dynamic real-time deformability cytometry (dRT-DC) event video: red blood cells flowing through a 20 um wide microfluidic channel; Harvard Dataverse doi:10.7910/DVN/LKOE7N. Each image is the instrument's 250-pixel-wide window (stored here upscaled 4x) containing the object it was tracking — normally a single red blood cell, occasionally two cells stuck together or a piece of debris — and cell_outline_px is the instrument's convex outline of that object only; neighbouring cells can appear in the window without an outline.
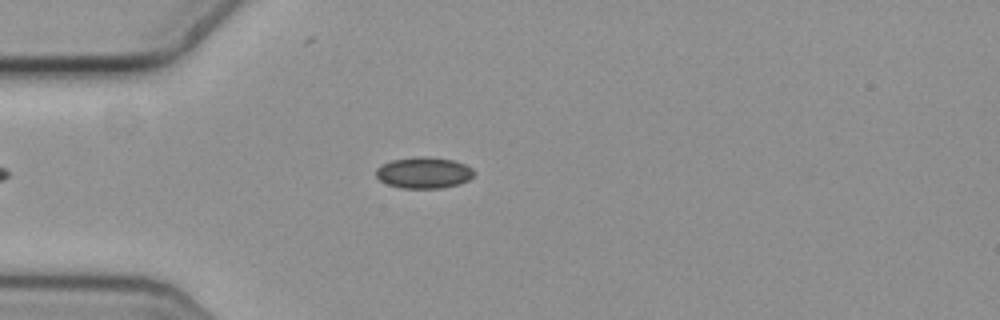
{"species": "common noctule bat (a hibernating species)", "species_latin": "Nyctalus noctula", "temperature_condition": "cold", "stored_images_in_passage": 52, "camera_frame_rate_fps": 3000, "um_per_image_px": 0.085, "animal": {"sex": "female", "body_mass_g": 19.3, "forearm_length_mm": 54.1}, "frame": {"image": 1, "passage_image": 11, "time_ms": 3.333, "image_size_px": [1000, 320], "cell_outline_px": [[472, 176], [468, 180], [456, 184], [440, 188], [404, 188], [388, 184], [380, 180], [376, 176], [376, 168], [392, 160], [416, 156], [428, 156], [452, 160], [464, 164], [472, 168]], "centroid_in_image_um": [36.0, 14.67], "position_along_channel_um": 49.0, "area_um2": 17.57}}
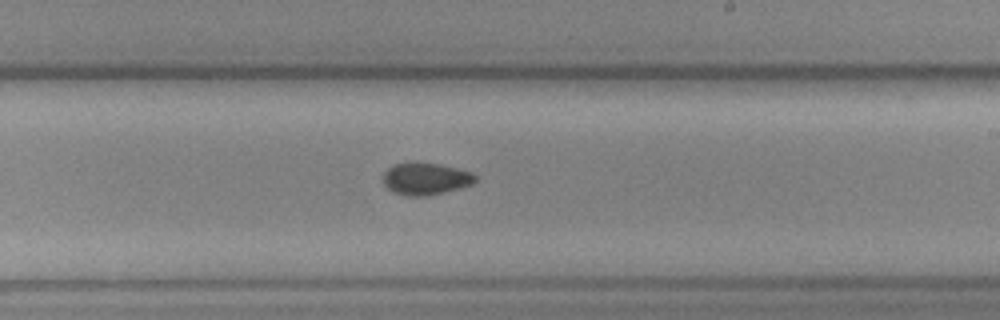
{"frame": {"image": 2, "passage_image": 29, "time_ms": 9.333, "image_size_px": [1000, 320], "cell_outline_px": [[476, 180], [472, 184], [460, 188], [428, 196], [404, 196], [392, 192], [384, 184], [384, 172], [392, 164], [440, 164], [472, 172], [476, 176]], "centroid_in_image_um": [36.18, 15.23], "position_along_channel_um": 252.8, "area_um2": 16.99}}
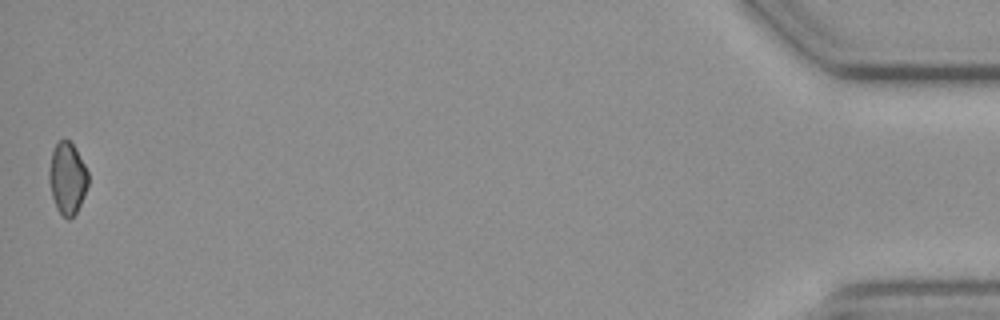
{"frame": {"image": 3, "passage_image": 52, "time_ms": 17.0, "image_size_px": [1000, 320], "cell_outline_px": [[88, 184], [80, 204], [76, 212], [68, 220], [56, 208], [52, 196], [48, 180], [48, 168], [52, 152], [56, 144], [64, 136], [76, 148], [88, 172]], "centroid_in_image_um": [5.7, 15.12], "position_along_channel_um": 429.5, "area_um2": 16.36}, "authors_computed_cell_mechanics": {"area_um2": 17.1377, "velocity_mm_per_s": 3.6246, "shape_relaxation_time_tau1_ms": 1.4626, "shape_relaxation_time_tau2_ms": null, "deformation_change_tau1": 0.0395, "deformation_change_tau2": null}}